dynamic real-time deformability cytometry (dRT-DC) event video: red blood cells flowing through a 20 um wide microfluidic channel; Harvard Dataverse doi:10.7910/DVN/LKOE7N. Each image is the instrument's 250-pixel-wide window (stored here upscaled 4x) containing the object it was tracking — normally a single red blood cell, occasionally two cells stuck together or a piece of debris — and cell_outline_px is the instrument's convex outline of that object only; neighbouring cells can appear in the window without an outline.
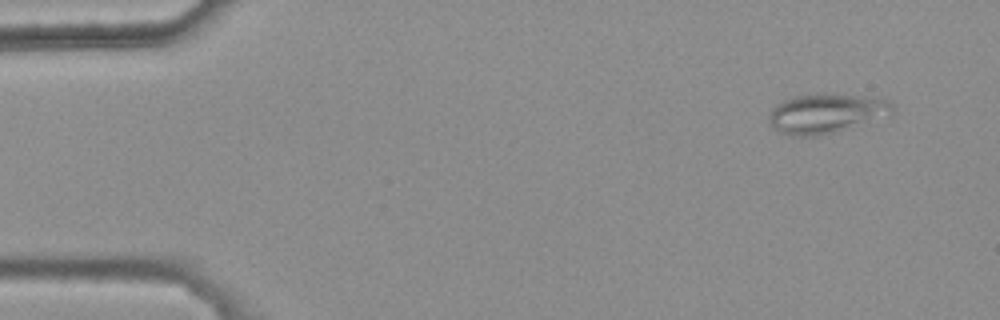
{"species": "common noctule bat (a hibernating species)", "species_latin": "Nyctalus noctula", "temperature_condition": "warm", "stored_images_in_passage": 4, "camera_frame_rate_fps": 3000, "um_per_image_px": 0.085, "animal": {"sex": "female", "body_mass_g": 25.1}, "frame": {"image": 1, "passage_image": 1, "time_ms": 0.0, "image_size_px": [1000, 320], "cell_outline_px": [[896, 112], [892, 116], [832, 132], [816, 136], [796, 136], [776, 132], [768, 120], [768, 116], [772, 108], [776, 104], [784, 100], [796, 96], [816, 92], [824, 92], [888, 100], [896, 108]], "centroid_in_image_um": [70.23, 9.63], "position_along_channel_um": 14.8, "area_um2": 28.84}}